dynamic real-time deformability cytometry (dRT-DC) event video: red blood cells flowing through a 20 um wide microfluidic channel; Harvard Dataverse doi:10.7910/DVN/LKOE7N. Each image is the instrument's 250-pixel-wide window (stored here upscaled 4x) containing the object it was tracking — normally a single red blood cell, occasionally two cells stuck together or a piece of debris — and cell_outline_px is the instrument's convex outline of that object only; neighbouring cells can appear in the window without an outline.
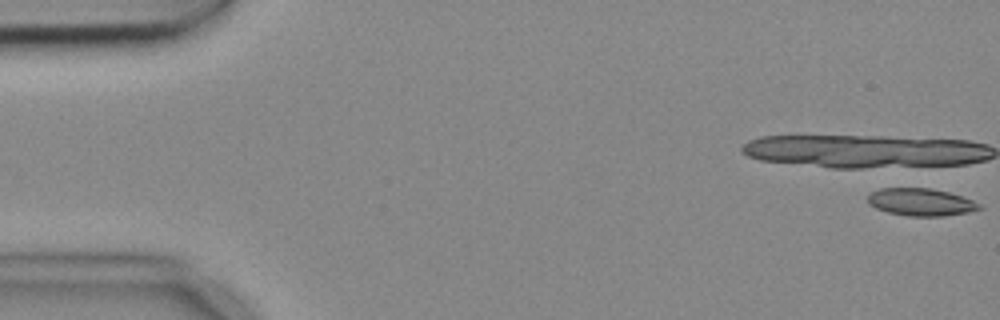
{"species": "common noctule bat (a hibernating species)", "species_latin": "Nyctalus noctula", "temperature_condition": "cold", "stored_images_in_passage": 4, "camera_frame_rate_fps": 3000, "um_per_image_px": 0.085, "animal": {"sex": "female", "body_mass_g": 18.4}, "frame": {"image": 1, "passage_image": 1, "time_ms": 0.0, "image_size_px": [1000, 320], "cell_outline_px": [[984, 208], [968, 212], [944, 216], [908, 216], [888, 212], [876, 208], [868, 204], [868, 196], [872, 192], [880, 188], [928, 188], [948, 192], [972, 200], [980, 204]], "centroid_in_image_um": [78.27, 17.18], "position_along_channel_um": 6.7, "area_um2": 17.74}}